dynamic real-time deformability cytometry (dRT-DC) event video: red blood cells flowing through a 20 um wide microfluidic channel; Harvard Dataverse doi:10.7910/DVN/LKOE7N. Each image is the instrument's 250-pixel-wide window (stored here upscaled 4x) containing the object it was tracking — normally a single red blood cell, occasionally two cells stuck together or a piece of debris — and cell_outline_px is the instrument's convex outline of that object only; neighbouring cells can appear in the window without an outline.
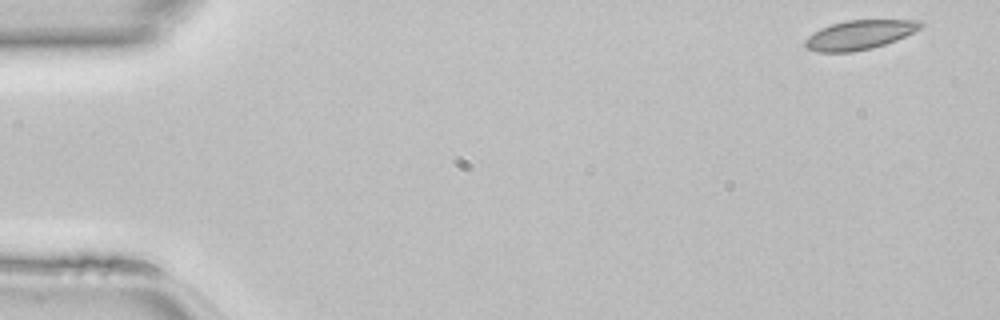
{"species": "common noctule bat (a hibernating species)", "species_latin": "Nyctalus noctula", "temperature_condition": "room temperature", "stored_images_in_passage": 46, "camera_frame_rate_fps": 3000, "um_per_image_px": 0.085, "animal": {"sex": "female", "body_mass_g": 22.7, "forearm_length_mm": 54.2}, "frame": {"image": 1, "passage_image": 1, "time_ms": 0.0, "image_size_px": [1000, 320], "cell_outline_px": [[924, 24], [920, 28], [896, 40], [872, 48], [852, 52], [816, 52], [804, 48], [804, 40], [808, 36], [820, 28], [832, 24], [848, 20], [924, 20]], "centroid_in_image_um": [73.02, 2.96], "position_along_channel_um": 12.0, "area_um2": 19.71}}
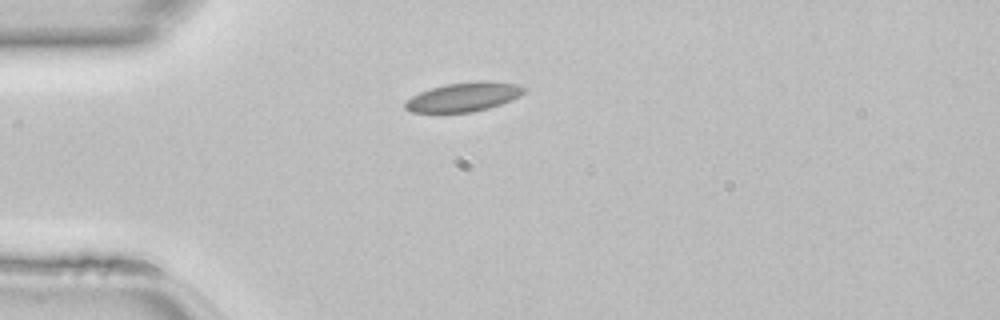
{"frame": {"image": 2, "passage_image": 11, "time_ms": 3.333, "image_size_px": [1000, 320], "cell_outline_px": [[528, 88], [520, 96], [512, 100], [488, 108], [472, 112], [412, 112], [404, 108], [404, 100], [420, 92], [444, 84], [476, 80], [484, 80], [516, 84]], "centroid_in_image_um": [39.42, 8.23], "position_along_channel_um": 45.6, "area_um2": 20.29}}
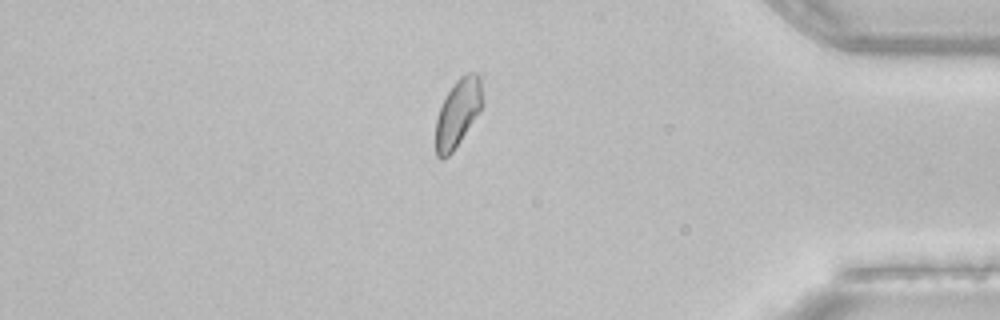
{"frame": {"image": 3, "passage_image": 39, "time_ms": 12.667, "image_size_px": [1000, 320], "cell_outline_px": [[484, 104], [480, 112], [452, 152], [444, 160], [440, 160], [436, 156], [436, 120], [440, 108], [448, 92], [456, 80], [460, 76], [468, 72], [476, 72], [480, 80], [484, 100]], "centroid_in_image_um": [38.94, 9.6], "position_along_channel_um": 396.3, "area_um2": 18.5}}